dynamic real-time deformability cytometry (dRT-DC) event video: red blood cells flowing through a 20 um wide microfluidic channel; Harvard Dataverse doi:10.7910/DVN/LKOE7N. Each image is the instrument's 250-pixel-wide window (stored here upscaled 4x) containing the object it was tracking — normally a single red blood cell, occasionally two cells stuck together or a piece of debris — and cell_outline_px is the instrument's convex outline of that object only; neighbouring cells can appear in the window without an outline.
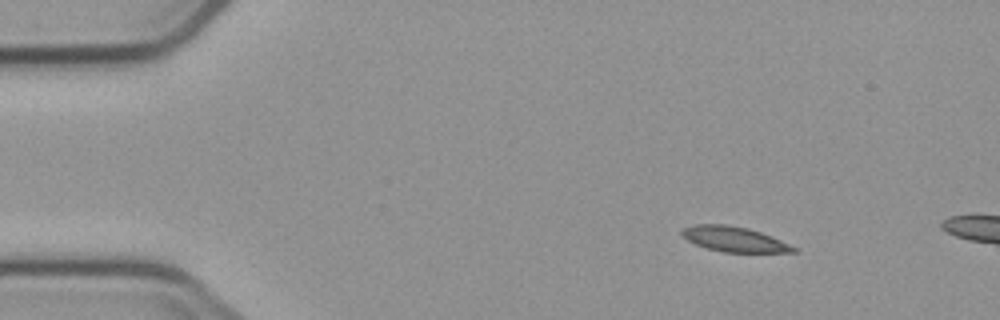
{"species": "common noctule bat (a hibernating species)", "species_latin": "Nyctalus noctula", "temperature_condition": "cold", "stored_images_in_passage": 4, "camera_frame_rate_fps": 3000, "um_per_image_px": 0.085, "animal": {"sex": "male", "body_mass_g": 23.1, "forearm_length_mm": 52.7}, "frame": {"image": 1, "passage_image": 1, "time_ms": 0.0, "image_size_px": [1000, 320], "cell_outline_px": [[796, 252], [724, 252], [708, 248], [696, 244], [688, 240], [680, 232], [680, 228], [692, 224], [728, 224], [748, 228], [772, 236], [796, 248]], "centroid_in_image_um": [62.36, 20.31], "position_along_channel_um": 22.6, "area_um2": 16.24}}